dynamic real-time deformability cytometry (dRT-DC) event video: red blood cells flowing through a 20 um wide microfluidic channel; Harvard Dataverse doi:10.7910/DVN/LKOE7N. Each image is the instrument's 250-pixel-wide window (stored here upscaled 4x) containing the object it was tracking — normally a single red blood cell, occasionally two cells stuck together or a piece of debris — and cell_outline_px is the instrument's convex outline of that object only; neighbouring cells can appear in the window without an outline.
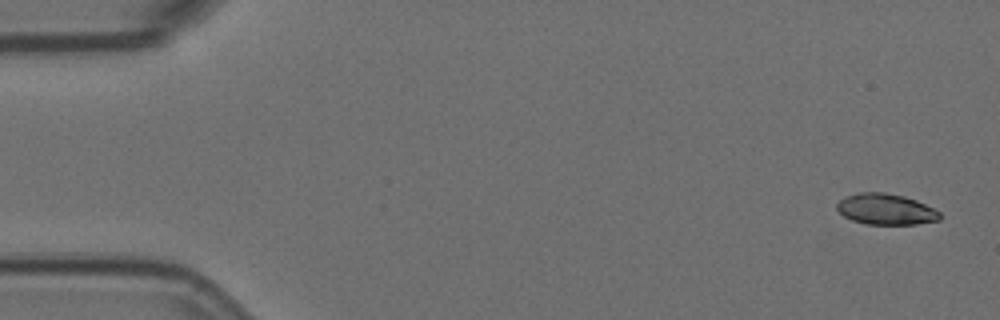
{"species": "Egyptian fruit bat (a non-hibernating species)", "species_latin": "Rousettus aegyptiacus", "temperature_condition": "room temperature", "stored_images_in_passage": 5, "camera_frame_rate_fps": 3000, "um_per_image_px": 0.085, "animal": {"sex": "female"}, "frame": {"image": 1, "passage_image": 1, "time_ms": 0.0, "image_size_px": [1000, 320], "cell_outline_px": [[940, 220], [916, 224], [868, 224], [852, 220], [844, 216], [836, 208], [836, 204], [844, 196], [860, 192], [884, 192], [904, 196], [916, 200], [940, 212]], "centroid_in_image_um": [75.27, 17.78], "position_along_channel_um": 9.7, "area_um2": 18.5}}
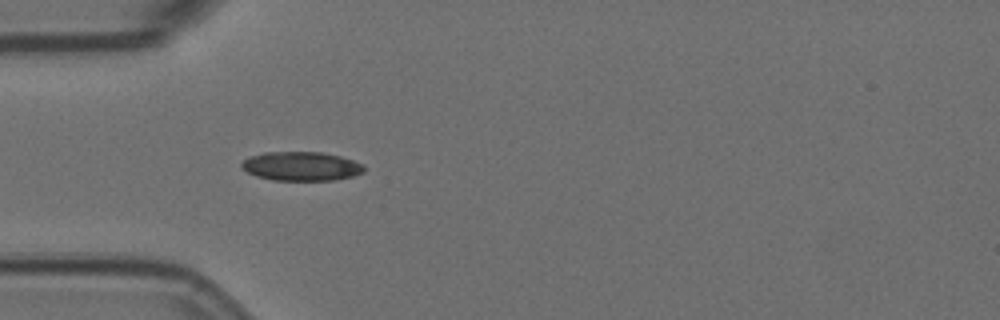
{"frame": {"image": 2, "passage_image": 5, "time_ms": 1.333, "image_size_px": [1000, 320], "cell_outline_px": [[364, 172], [352, 176], [332, 180], [272, 180], [256, 176], [240, 168], [240, 164], [248, 156], [264, 152], [320, 152], [340, 156], [364, 164]], "centroid_in_image_um": [25.57, 14.12], "position_along_channel_um": 59.4, "area_um2": 20.75}}